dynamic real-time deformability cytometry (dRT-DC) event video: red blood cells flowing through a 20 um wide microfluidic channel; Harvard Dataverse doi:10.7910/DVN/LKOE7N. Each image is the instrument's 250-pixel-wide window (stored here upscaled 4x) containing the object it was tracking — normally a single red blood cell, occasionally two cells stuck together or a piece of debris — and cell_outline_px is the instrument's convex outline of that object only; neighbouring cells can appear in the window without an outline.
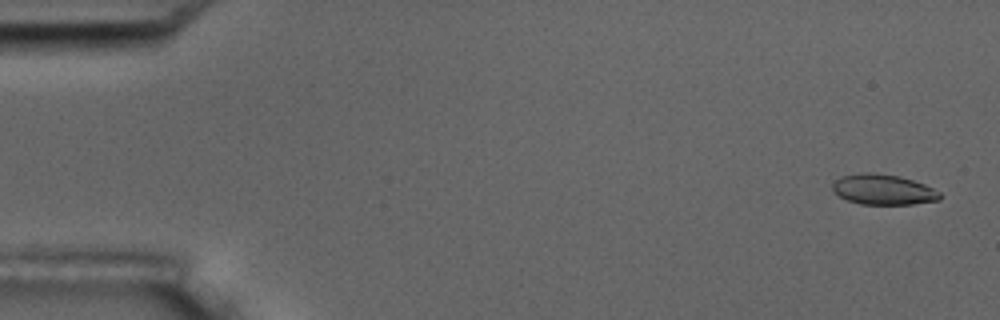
{"species": "common noctule bat (a hibernating species)", "species_latin": "Nyctalus noctula", "temperature_condition": "room temperature", "stored_images_in_passage": 5, "camera_frame_rate_fps": 3000, "um_per_image_px": 0.085, "animal": {"sex": "male", "body_mass_g": 17.5, "forearm_length_mm": 52.3}, "frame": {"image": 1, "passage_image": 1, "time_ms": 0.0, "image_size_px": [1000, 320], "cell_outline_px": [[940, 200], [912, 204], [860, 204], [848, 200], [840, 196], [832, 188], [832, 184], [840, 176], [860, 172], [872, 172], [900, 176], [924, 184], [940, 192]], "centroid_in_image_um": [75.06, 16.1], "position_along_channel_um": 9.9, "area_um2": 18.96}}
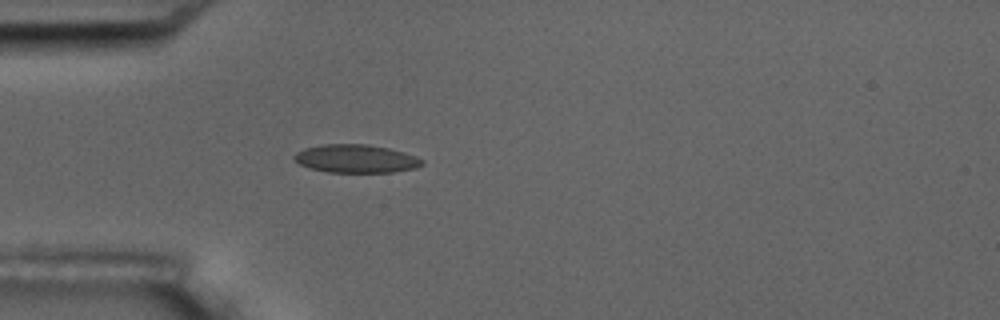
{"frame": {"image": 2, "passage_image": 5, "time_ms": 4.667, "image_size_px": [1000, 320], "cell_outline_px": [[424, 164], [416, 168], [392, 172], [328, 172], [308, 168], [300, 164], [292, 156], [296, 152], [304, 148], [324, 144], [368, 144], [388, 148], [404, 152], [424, 160]], "centroid_in_image_um": [30.25, 13.49], "position_along_channel_um": 54.7, "area_um2": 21.04}}